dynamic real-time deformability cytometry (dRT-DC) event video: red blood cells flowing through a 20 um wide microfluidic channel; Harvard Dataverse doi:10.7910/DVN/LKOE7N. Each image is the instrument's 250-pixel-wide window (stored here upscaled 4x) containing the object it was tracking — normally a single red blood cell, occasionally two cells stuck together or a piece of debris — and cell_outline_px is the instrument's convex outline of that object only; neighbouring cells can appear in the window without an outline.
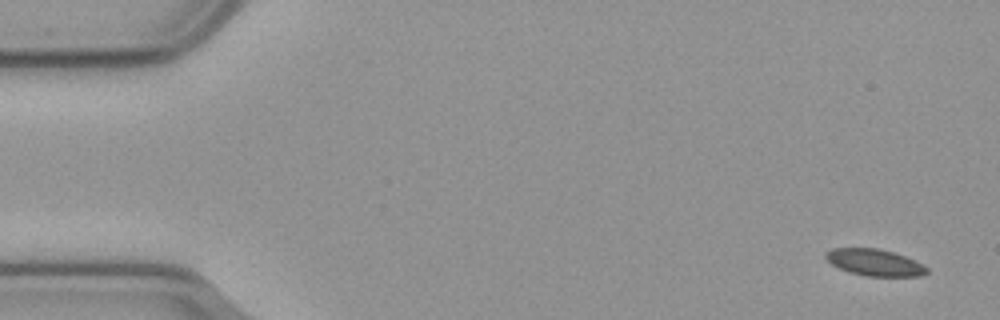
{"species": "common noctule bat (a hibernating species)", "species_latin": "Nyctalus noctula", "temperature_condition": "cold", "stored_images_in_passage": 15, "camera_frame_rate_fps": 3000, "um_per_image_px": 0.085, "animal": {"sex": "male", "body_mass_g": 23.1, "forearm_length_mm": 52.7}, "frame": {"image": 1, "passage_image": 1, "time_ms": 0.0, "image_size_px": [1000, 320], "cell_outline_px": [[928, 272], [920, 276], [864, 276], [848, 272], [832, 264], [824, 256], [824, 252], [832, 248], [880, 248], [916, 260], [924, 264], [928, 268]], "centroid_in_image_um": [74.35, 22.31], "position_along_channel_um": 10.7, "area_um2": 15.84}}
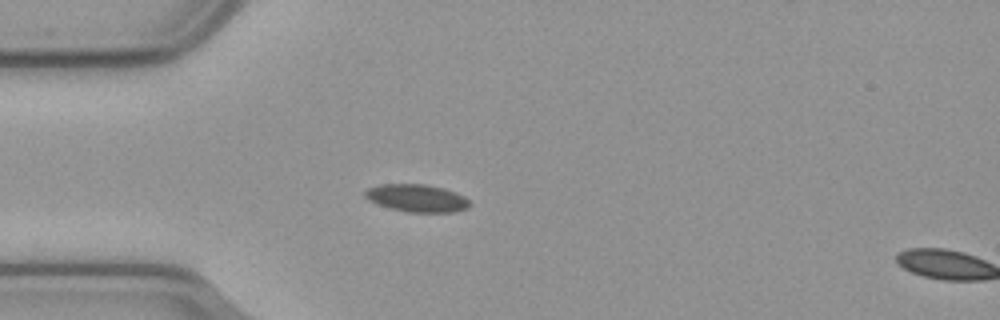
{"frame": {"image": 2, "passage_image": 14, "time_ms": 4.333, "image_size_px": [1000, 320], "cell_outline_px": [[472, 204], [468, 208], [452, 212], [408, 212], [376, 204], [368, 200], [364, 196], [364, 192], [368, 188], [380, 184], [428, 184], [444, 188], [456, 192], [464, 196]], "centroid_in_image_um": [35.44, 16.83], "position_along_channel_um": 49.6, "area_um2": 16.94}}